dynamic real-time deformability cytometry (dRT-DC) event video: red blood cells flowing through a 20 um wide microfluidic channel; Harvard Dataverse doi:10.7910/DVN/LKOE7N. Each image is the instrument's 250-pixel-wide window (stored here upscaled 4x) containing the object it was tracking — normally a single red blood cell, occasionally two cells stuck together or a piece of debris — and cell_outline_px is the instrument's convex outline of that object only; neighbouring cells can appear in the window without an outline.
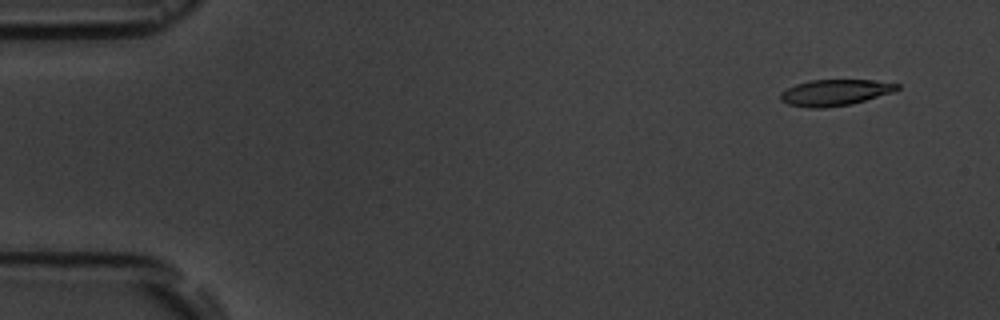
{"species": "common noctule bat (a hibernating species)", "species_latin": "Nyctalus noctula", "temperature_condition": "room temperature", "stored_images_in_passage": 5, "camera_frame_rate_fps": 3000, "um_per_image_px": 0.085, "animal": {"sex": "male", "body_mass_g": 19.5, "forearm_length_mm": 54.6}, "frame": {"image": 1, "passage_image": 2, "time_ms": 1.0, "image_size_px": [1000, 320], "cell_outline_px": [[900, 88], [892, 92], [852, 104], [824, 108], [812, 108], [788, 104], [780, 100], [780, 92], [796, 84], [812, 80], [872, 80], [900, 84]], "centroid_in_image_um": [70.96, 7.87], "position_along_channel_um": 14.0, "area_um2": 17.69}}
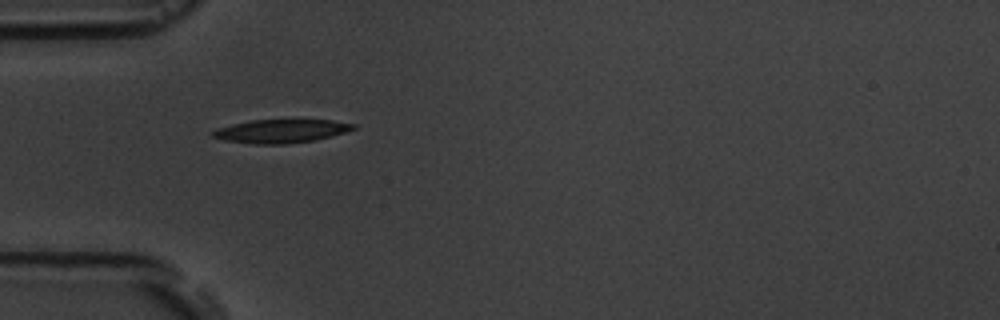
{"frame": {"image": 2, "passage_image": 5, "time_ms": 5.333, "image_size_px": [1000, 320], "cell_outline_px": [[356, 128], [344, 132], [316, 140], [284, 144], [252, 144], [224, 140], [212, 136], [208, 132], [216, 128], [232, 124], [252, 120], [332, 120], [356, 124]], "centroid_in_image_um": [23.84, 11.14], "position_along_channel_um": 61.2, "area_um2": 19.25}}